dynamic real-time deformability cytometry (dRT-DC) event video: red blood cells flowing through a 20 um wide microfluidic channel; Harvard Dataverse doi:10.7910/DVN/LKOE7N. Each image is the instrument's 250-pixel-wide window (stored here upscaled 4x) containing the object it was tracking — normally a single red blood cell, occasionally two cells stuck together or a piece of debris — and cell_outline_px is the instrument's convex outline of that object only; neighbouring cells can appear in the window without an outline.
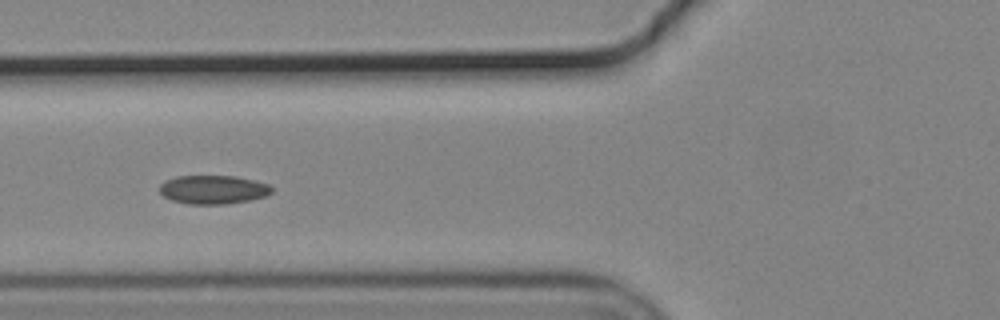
{"species": "common noctule bat (a hibernating species)", "species_latin": "Nyctalus noctula", "temperature_condition": "cold", "stored_images_in_passage": 14, "camera_frame_rate_fps": 3000, "um_per_image_px": 0.085, "animal": {"sex": "male", "body_mass_g": 19.2, "forearm_length_mm": 51.8}, "frame": {"image": 1, "passage_image": 7, "time_ms": 2.0, "image_size_px": [1000, 320], "cell_outline_px": [[272, 192], [264, 196], [248, 200], [224, 204], [188, 204], [172, 200], [164, 196], [160, 192], [160, 184], [164, 180], [176, 176], [236, 176], [268, 184], [272, 188]], "centroid_in_image_um": [18.08, 16.11], "position_along_channel_um": 107.7, "area_um2": 18.61}}
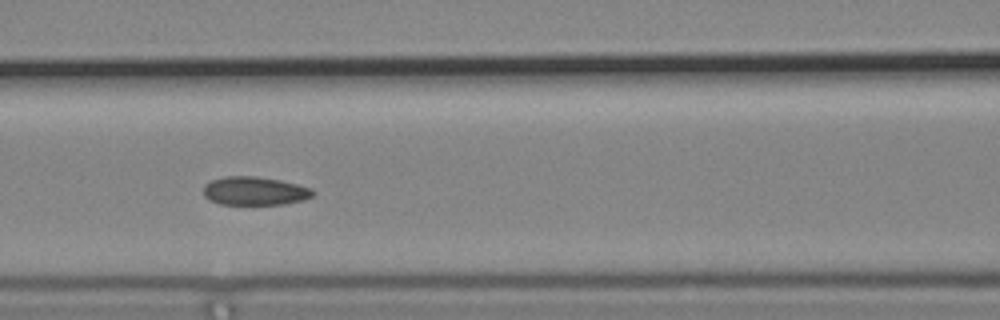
{"frame": {"image": 2, "passage_image": 10, "time_ms": 3.0, "image_size_px": [1000, 320], "cell_outline_px": [[316, 192], [312, 196], [304, 200], [284, 204], [220, 204], [208, 200], [204, 196], [204, 184], [212, 180], [224, 176], [256, 176], [280, 180], [312, 188]], "centroid_in_image_um": [21.65, 16.23], "position_along_channel_um": 145.0, "area_um2": 18.26}}